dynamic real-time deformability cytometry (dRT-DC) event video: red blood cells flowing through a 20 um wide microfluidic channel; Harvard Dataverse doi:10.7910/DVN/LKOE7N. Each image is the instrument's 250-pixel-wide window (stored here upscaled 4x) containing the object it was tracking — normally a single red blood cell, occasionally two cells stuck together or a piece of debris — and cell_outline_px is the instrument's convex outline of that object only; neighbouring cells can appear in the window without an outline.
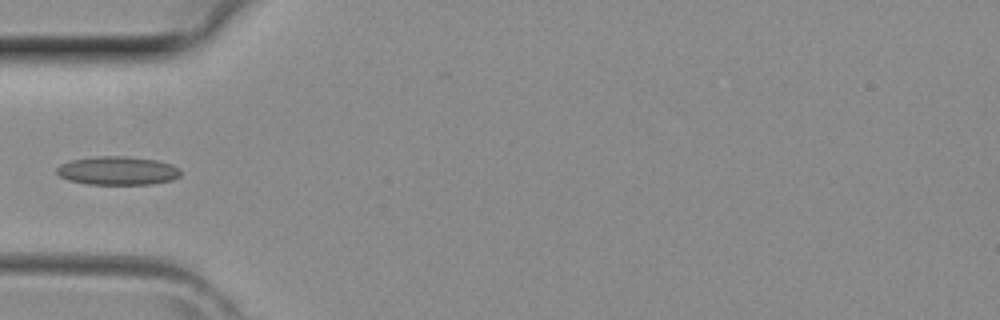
{"species": "common noctule bat (a hibernating species)", "species_latin": "Nyctalus noctula", "temperature_condition": "room temperature", "stored_images_in_passage": 5, "camera_frame_rate_fps": 3000, "um_per_image_px": 0.085, "animal": {"sex": "female", "body_mass_g": 29.2, "forearm_length_mm": 56.3}, "frame": {"image": 1, "passage_image": 5, "time_ms": 1.333, "image_size_px": [1000, 320], "cell_outline_px": [[180, 176], [172, 180], [152, 184], [88, 184], [68, 180], [60, 176], [56, 172], [56, 168], [60, 164], [72, 160], [96, 156], [124, 156], [156, 160], [172, 164], [180, 168]], "centroid_in_image_um": [10.01, 14.51], "position_along_channel_um": 75.0, "area_um2": 20.63}}